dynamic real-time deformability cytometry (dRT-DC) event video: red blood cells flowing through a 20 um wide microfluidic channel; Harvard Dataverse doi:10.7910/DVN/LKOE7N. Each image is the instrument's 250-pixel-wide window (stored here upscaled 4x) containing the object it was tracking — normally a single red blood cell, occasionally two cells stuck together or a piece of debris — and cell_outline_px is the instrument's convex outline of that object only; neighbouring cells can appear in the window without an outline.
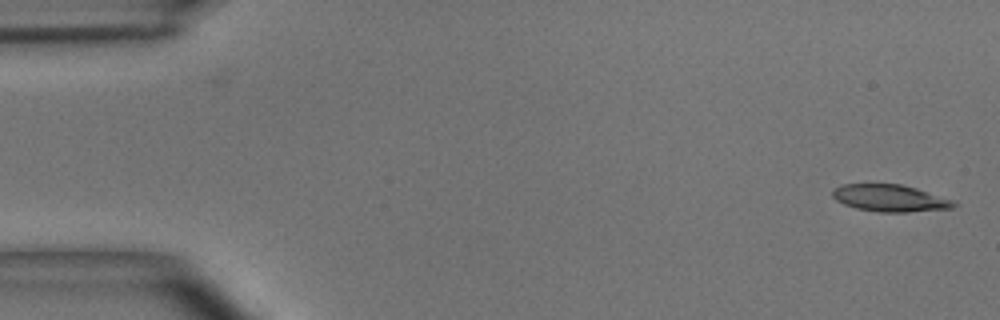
{"species": "common noctule bat (a hibernating species)", "species_latin": "Nyctalus noctula", "temperature_condition": "room temperature", "stored_images_in_passage": 48, "camera_frame_rate_fps": 3000, "um_per_image_px": 0.085, "animal": {"sex": "male", "body_mass_g": 15.6}, "frame": {"image": 1, "passage_image": 1, "time_ms": 0.0, "image_size_px": [1000, 320], "cell_outline_px": [[956, 204], [952, 208], [908, 212], [876, 212], [856, 208], [844, 204], [836, 200], [832, 196], [832, 188], [840, 184], [900, 184], [916, 188], [956, 200]], "centroid_in_image_um": [75.64, 16.84], "position_along_channel_um": 9.4, "area_um2": 19.25}}
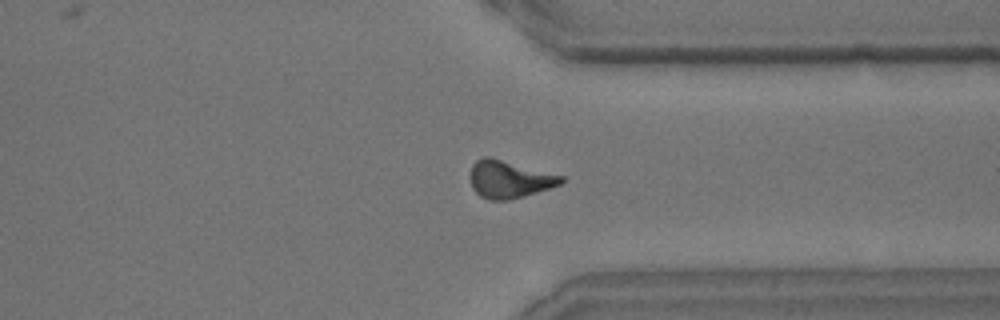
{"frame": {"image": 2, "passage_image": 38, "time_ms": 12.333, "image_size_px": [1000, 320], "cell_outline_px": [[564, 180], [560, 184], [536, 192], [508, 200], [488, 200], [480, 196], [472, 188], [472, 164], [476, 160], [484, 156], [488, 156], [564, 176]], "centroid_in_image_um": [43.28, 15.24], "position_along_channel_um": 368.1, "area_um2": 19.48}}
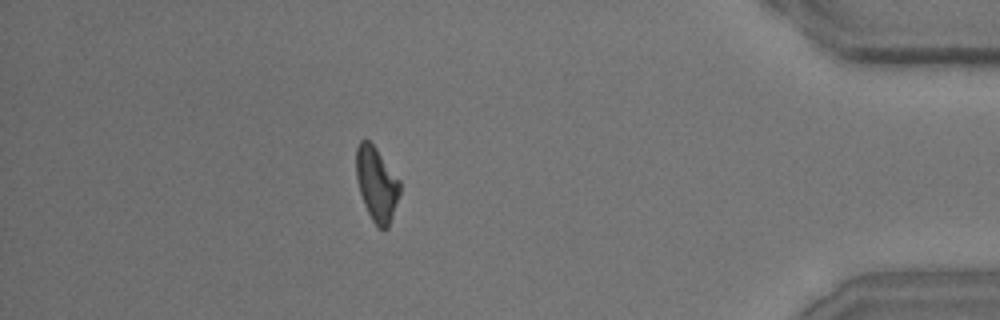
{"frame": {"image": 3, "passage_image": 44, "time_ms": 14.333, "image_size_px": [1000, 320], "cell_outline_px": [[400, 192], [388, 228], [384, 232], [372, 220], [364, 204], [356, 180], [356, 148], [360, 140], [368, 140], [376, 148], [400, 180]], "centroid_in_image_um": [32.0, 15.64], "position_along_channel_um": 403.2, "area_um2": 18.79}}